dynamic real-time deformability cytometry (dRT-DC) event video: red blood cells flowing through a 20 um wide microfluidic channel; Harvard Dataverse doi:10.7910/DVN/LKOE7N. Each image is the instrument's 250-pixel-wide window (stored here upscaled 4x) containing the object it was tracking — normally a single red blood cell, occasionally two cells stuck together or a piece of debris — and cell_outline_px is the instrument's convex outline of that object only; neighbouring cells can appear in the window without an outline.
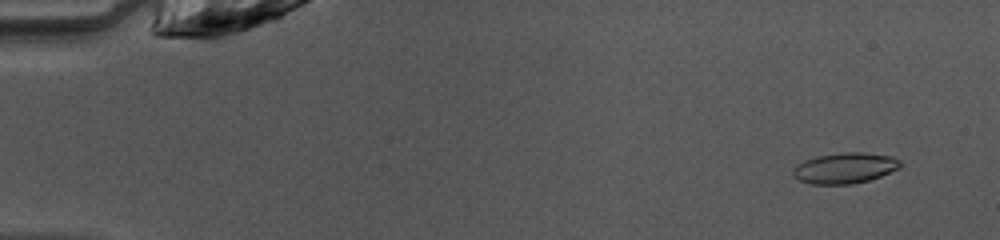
{"species": "common noctule bat (a hibernating species)", "species_latin": "Nyctalus noctula", "temperature_condition": "warm", "stored_images_in_passage": 49, "camera_frame_rate_fps": 3000, "um_per_image_px": 0.085, "animal": {"sex": "female", "body_mass_g": 10.0, "forearm_length_mm": 53.1}, "frame": {"image": 1, "passage_image": 4, "time_ms": 1.0, "image_size_px": [1000, 240], "cell_outline_px": [[904, 164], [900, 168], [880, 176], [868, 180], [852, 184], [812, 184], [800, 180], [792, 176], [792, 168], [796, 164], [804, 160], [816, 156], [840, 152], [860, 152], [892, 156], [900, 160]], "centroid_in_image_um": [71.8, 14.27], "position_along_channel_um": 13.2, "area_um2": 19.42}}
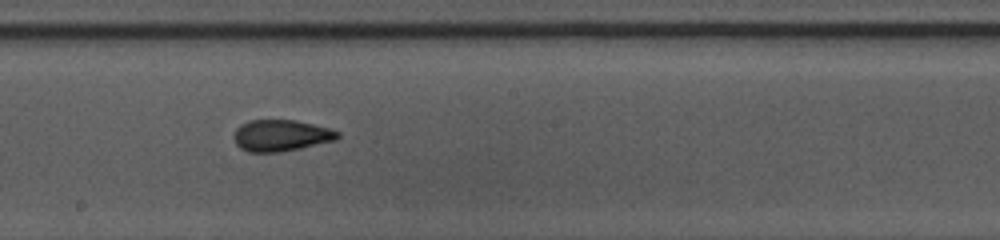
{"frame": {"image": 2, "passage_image": 28, "time_ms": 9.0, "image_size_px": [1000, 240], "cell_outline_px": [[340, 136], [336, 140], [300, 148], [280, 152], [248, 152], [240, 148], [236, 144], [232, 136], [236, 128], [240, 124], [248, 120], [296, 120], [328, 128], [340, 132]], "centroid_in_image_um": [23.85, 11.51], "position_along_channel_um": 224.4, "area_um2": 19.13}}
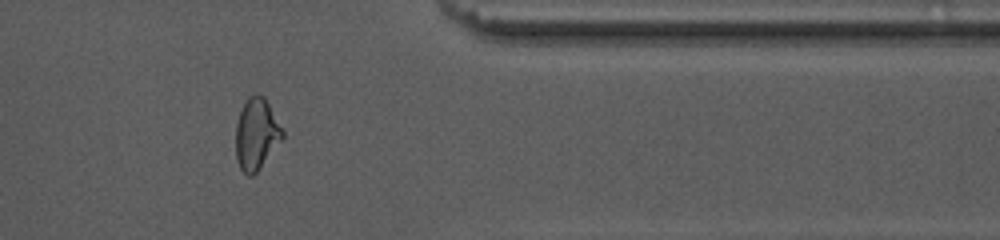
{"frame": {"image": 3, "passage_image": 41, "time_ms": 13.333, "image_size_px": [1000, 240], "cell_outline_px": [[284, 136], [256, 172], [252, 176], [248, 176], [240, 168], [236, 160], [236, 124], [240, 112], [248, 96], [256, 92], [264, 96], [284, 132]], "centroid_in_image_um": [21.78, 11.37], "position_along_channel_um": 389.6, "area_um2": 19.19}, "authors_computed_cell_mechanics": {"area_um2": 19.1318, "velocity_mm_per_s": 4.0959, "shape_relaxation_time_tau1_ms": null, "shape_relaxation_time_tau2_ms": 1.4033, "deformation_change_tau1": null, "deformation_change_tau2": 0.0773}}